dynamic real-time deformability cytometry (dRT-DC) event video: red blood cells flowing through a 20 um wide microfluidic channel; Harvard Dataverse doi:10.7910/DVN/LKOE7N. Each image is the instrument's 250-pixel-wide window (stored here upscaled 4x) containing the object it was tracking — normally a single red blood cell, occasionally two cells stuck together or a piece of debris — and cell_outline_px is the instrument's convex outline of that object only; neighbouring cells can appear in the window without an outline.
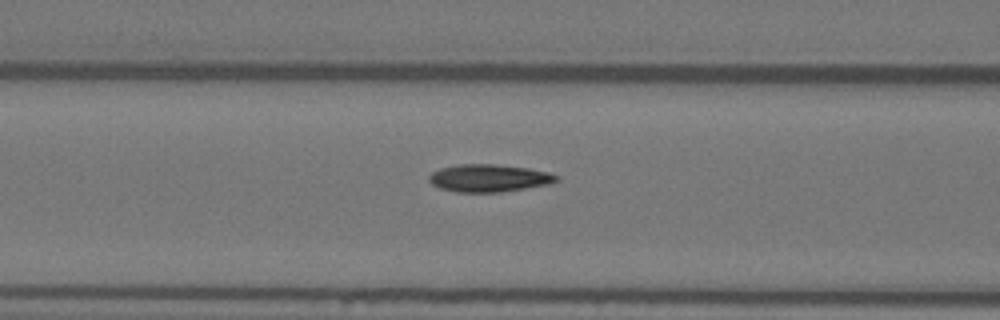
{"species": "Egyptian fruit bat (a non-hibernating species)", "species_latin": "Rousettus aegyptiacus", "temperature_condition": "warm", "stored_images_in_passage": 57, "camera_frame_rate_fps": 3000, "um_per_image_px": 0.085, "animal": {"sex": "female"}, "frame": {"image": 1, "passage_image": 23, "time_ms": 7.333, "image_size_px": [1000, 320], "cell_outline_px": [[560, 180], [552, 184], [500, 192], [456, 192], [440, 188], [432, 184], [428, 180], [428, 176], [432, 172], [440, 168], [460, 164], [492, 164], [528, 168], [548, 172], [560, 176]], "centroid_in_image_um": [41.59, 15.14], "position_along_channel_um": 125.0, "area_um2": 20.58}}
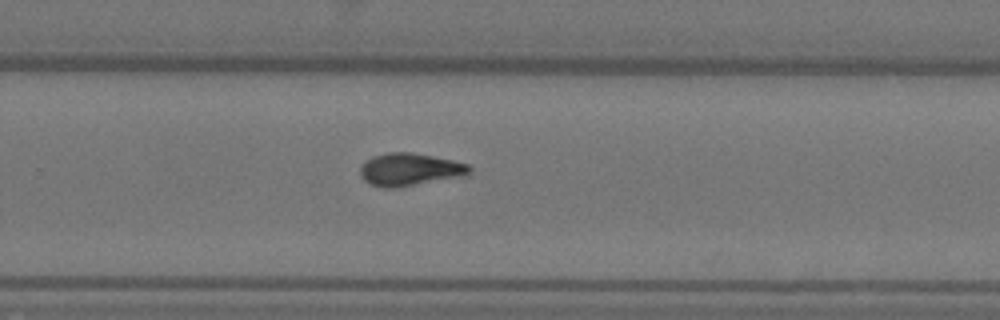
{"frame": {"image": 2, "passage_image": 37, "time_ms": 12.0, "image_size_px": [1000, 320], "cell_outline_px": [[472, 172], [468, 176], [396, 188], [384, 188], [372, 184], [364, 180], [360, 176], [360, 164], [364, 160], [372, 156], [388, 152], [412, 152], [452, 160], [468, 164], [472, 168]], "centroid_in_image_um": [34.85, 14.41], "position_along_channel_um": 295.0, "area_um2": 21.21}}
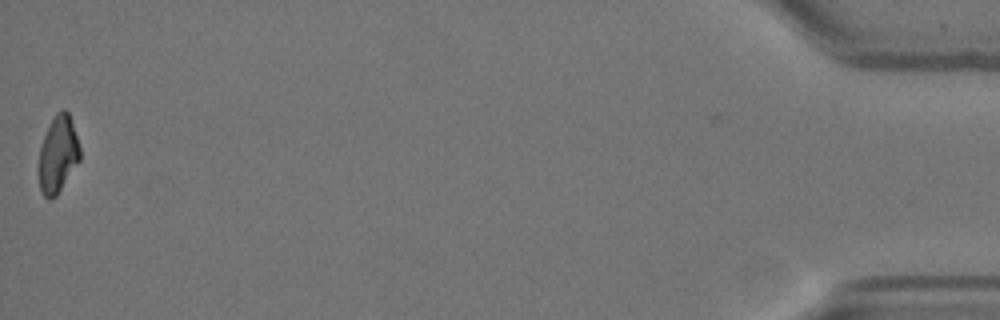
{"frame": {"image": 3, "passage_image": 56, "time_ms": 18.333, "image_size_px": [1000, 320], "cell_outline_px": [[80, 160], [56, 196], [48, 200], [40, 192], [40, 148], [44, 136], [56, 112], [64, 108], [68, 112], [80, 148]], "centroid_in_image_um": [4.94, 13.13], "position_along_channel_um": 430.3, "area_um2": 17.98}, "authors_computed_cell_mechanics": {"area_um2": 19.363, "velocity_mm_per_s": 3.654, "shape_relaxation_time_tau1_ms": 5.295, "shape_relaxation_time_tau2_ms": 3.1121, "deformation_change_tau1": 0.1823, "deformation_change_tau2": 0.1053}}